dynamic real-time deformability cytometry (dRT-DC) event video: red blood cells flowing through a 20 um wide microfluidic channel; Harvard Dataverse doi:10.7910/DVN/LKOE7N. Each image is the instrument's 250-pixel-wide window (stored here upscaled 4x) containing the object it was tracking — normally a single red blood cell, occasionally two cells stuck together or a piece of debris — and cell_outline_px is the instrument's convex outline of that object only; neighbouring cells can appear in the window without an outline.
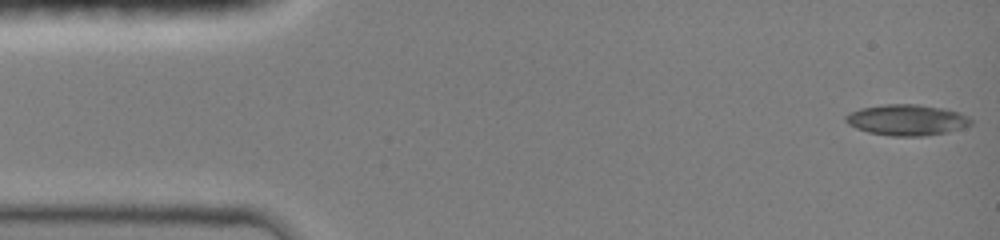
{"species": "common noctule bat (a hibernating species)", "species_latin": "Nyctalus noctula", "temperature_condition": "room temperature", "stored_images_in_passage": 57, "camera_frame_rate_fps": 3000, "um_per_image_px": 0.085, "animal": {"sex": "female", "body_mass_g": 19.0, "forearm_length_mm": 51.5}, "frame": {"image": 1, "passage_image": 1, "time_ms": 0.0, "image_size_px": [1000, 240], "cell_outline_px": [[972, 124], [948, 132], [924, 136], [892, 136], [868, 132], [856, 128], [848, 124], [844, 120], [844, 116], [848, 112], [860, 108], [884, 104], [916, 104], [944, 108], [960, 112], [968, 116], [972, 120]], "centroid_in_image_um": [77.06, 10.19], "position_along_channel_um": 7.9, "area_um2": 22.77}}
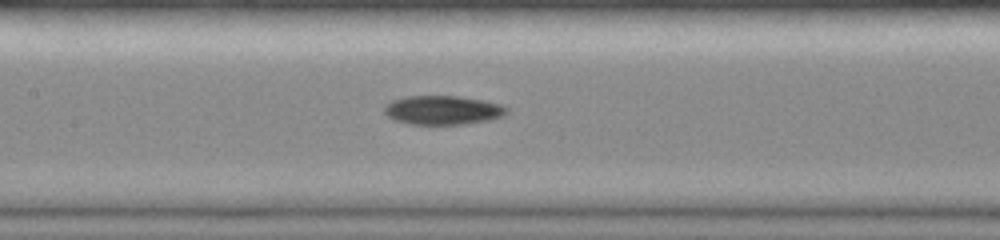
{"frame": {"image": 2, "passage_image": 23, "time_ms": 6.667, "image_size_px": [1000, 240], "cell_outline_px": [[508, 112], [504, 116], [488, 120], [460, 124], [412, 124], [396, 120], [388, 116], [384, 112], [384, 108], [392, 100], [408, 96], [456, 96], [484, 100], [500, 104], [508, 108]], "centroid_in_image_um": [37.67, 9.35], "position_along_channel_um": 169.7, "area_um2": 20.46}}
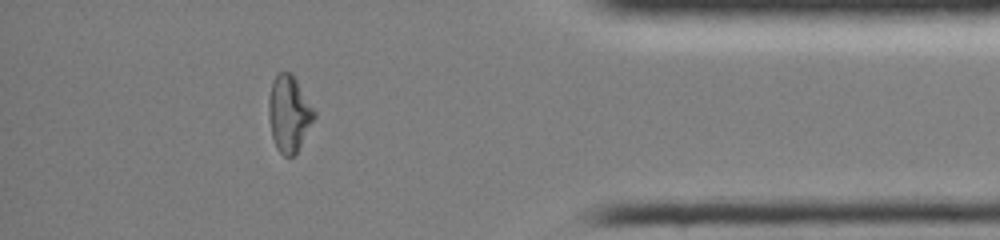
{"frame": {"image": 3, "passage_image": 48, "time_ms": 13.0, "image_size_px": [1000, 240], "cell_outline_px": [[316, 116], [296, 152], [292, 156], [284, 156], [276, 148], [272, 136], [268, 116], [268, 100], [272, 80], [280, 72], [292, 72], [316, 112]], "centroid_in_image_um": [24.55, 9.63], "position_along_channel_um": 410.6, "area_um2": 20.17}}